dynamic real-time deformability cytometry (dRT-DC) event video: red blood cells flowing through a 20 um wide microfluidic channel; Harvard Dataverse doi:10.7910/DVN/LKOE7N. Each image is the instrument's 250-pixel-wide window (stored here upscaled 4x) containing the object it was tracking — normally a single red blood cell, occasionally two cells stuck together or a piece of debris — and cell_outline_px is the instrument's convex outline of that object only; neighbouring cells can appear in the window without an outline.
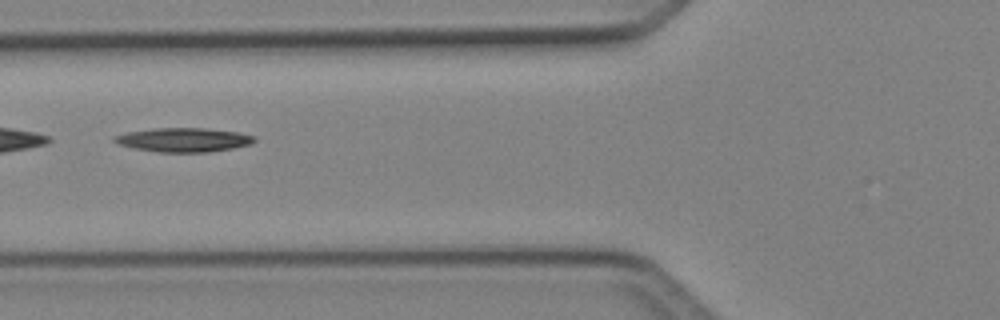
{"species": "Egyptian fruit bat (a non-hibernating species)", "species_latin": "Rousettus aegyptiacus", "temperature_condition": "cold", "stored_images_in_passage": 34, "camera_frame_rate_fps": 3000, "um_per_image_px": 0.085, "animal": {"sex": "female"}, "frame": {"image": 1, "passage_image": 6, "time_ms": 1.667, "image_size_px": [1000, 320], "cell_outline_px": [[256, 140], [252, 144], [232, 148], [208, 152], [160, 152], [136, 148], [120, 144], [112, 140], [112, 136], [128, 132], [152, 128], [204, 128], [236, 132], [256, 136]], "centroid_in_image_um": [15.62, 11.88], "position_along_channel_um": 110.2, "area_um2": 19.48}}
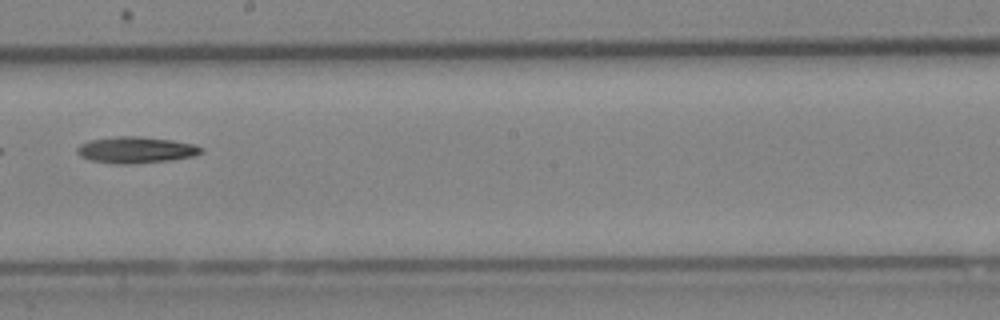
{"frame": {"image": 2, "passage_image": 15, "time_ms": 4.667, "image_size_px": [1000, 320], "cell_outline_px": [[204, 148], [200, 152], [192, 156], [172, 160], [128, 164], [112, 164], [92, 160], [80, 156], [76, 152], [76, 148], [80, 144], [92, 140], [120, 136], [140, 136], [172, 140], [192, 144]], "centroid_in_image_um": [11.52, 12.75], "position_along_channel_um": 236.7, "area_um2": 18.9}, "authors_computed_cell_mechanics": {"area_um2": 18.3226, "velocity_mm_per_s": 4.2324, "shape_relaxation_time_tau1_ms": 8.4872, "shape_relaxation_time_tau2_ms": null, "deformation_change_tau1": 0.2197, "deformation_change_tau2": null}}